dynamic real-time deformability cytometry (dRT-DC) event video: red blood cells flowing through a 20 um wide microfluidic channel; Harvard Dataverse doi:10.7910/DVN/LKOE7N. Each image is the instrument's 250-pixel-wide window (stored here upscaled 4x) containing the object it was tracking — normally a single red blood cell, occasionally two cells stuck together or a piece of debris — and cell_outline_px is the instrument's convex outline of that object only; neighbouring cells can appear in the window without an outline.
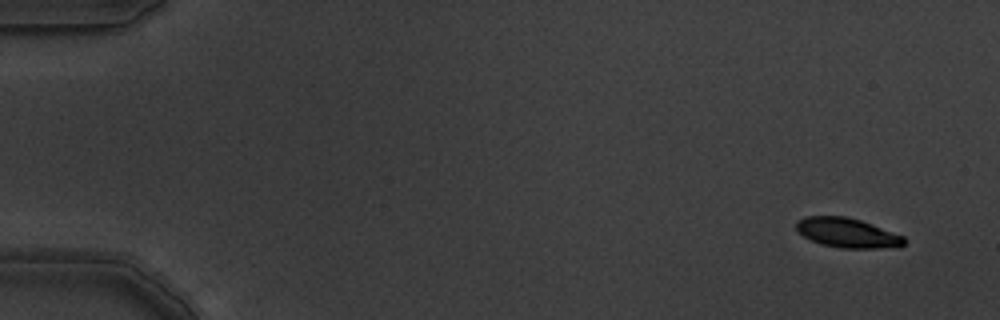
{"species": "common noctule bat (a hibernating species)", "species_latin": "Nyctalus noctula", "temperature_condition": "warm", "stored_images_in_passage": 10, "camera_frame_rate_fps": 3000, "um_per_image_px": 0.085, "animal": {"sex": "male", "body_mass_g": 19.5, "forearm_length_mm": 54.6}, "frame": {"image": 1, "passage_image": 1, "time_ms": 0.0, "image_size_px": [1000, 320], "cell_outline_px": [[904, 244], [900, 248], [840, 248], [820, 244], [796, 232], [796, 220], [804, 216], [844, 216], [860, 220], [904, 236]], "centroid_in_image_um": [72.0, 19.8], "position_along_channel_um": 13.0, "area_um2": 18.73}}
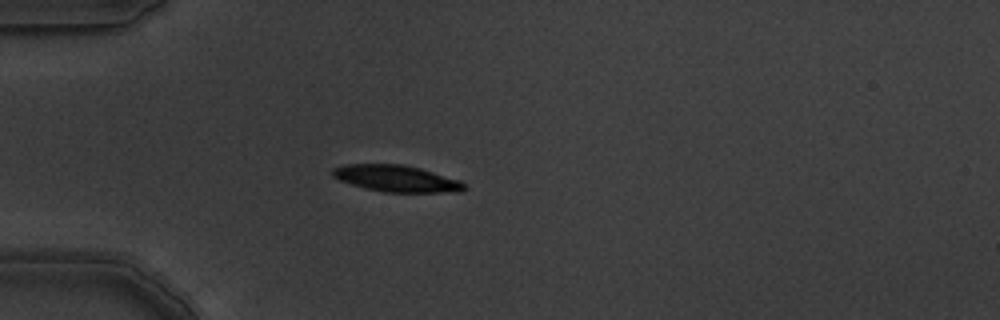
{"frame": {"image": 2, "passage_image": 5, "time_ms": 1.333, "image_size_px": [1000, 320], "cell_outline_px": [[468, 188], [460, 192], [384, 192], [364, 188], [340, 180], [332, 176], [332, 168], [344, 164], [404, 164], [420, 168], [460, 180]], "centroid_in_image_um": [33.7, 15.17], "position_along_channel_um": 51.3, "area_um2": 20.46}}